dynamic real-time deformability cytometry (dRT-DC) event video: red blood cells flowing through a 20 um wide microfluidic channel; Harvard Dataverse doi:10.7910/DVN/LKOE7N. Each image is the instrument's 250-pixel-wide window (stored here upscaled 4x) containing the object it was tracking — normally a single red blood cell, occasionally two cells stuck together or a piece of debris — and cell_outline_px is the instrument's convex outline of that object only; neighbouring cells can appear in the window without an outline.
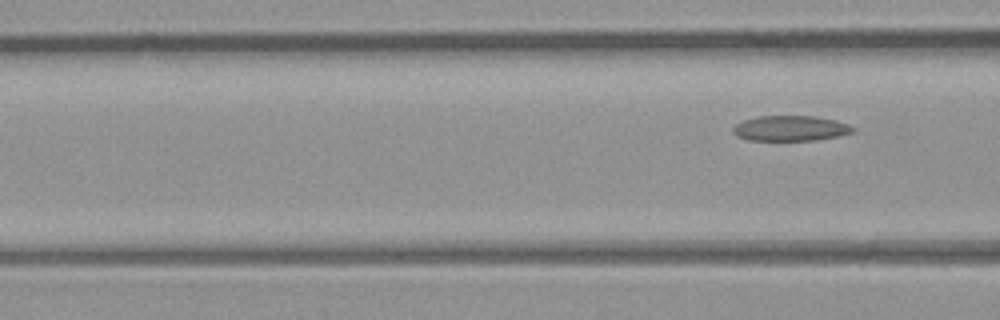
{"species": "common noctule bat (a hibernating species)", "species_latin": "Nyctalus noctula", "temperature_condition": "room temperature", "stored_images_in_passage": 7, "camera_frame_rate_fps": 3000, "um_per_image_px": 0.085, "animal": {"sex": "male", "body_mass_g": 23.1, "forearm_length_mm": 52.7}, "frame": {"image": 1, "passage_image": 7, "time_ms": 2.0, "image_size_px": [1000, 320], "cell_outline_px": [[856, 128], [852, 132], [840, 136], [816, 140], [748, 140], [736, 136], [732, 132], [732, 128], [736, 124], [744, 120], [756, 116], [816, 116], [836, 120], [848, 124]], "centroid_in_image_um": [67.19, 10.9], "position_along_channel_um": 99.4, "area_um2": 17.8}}